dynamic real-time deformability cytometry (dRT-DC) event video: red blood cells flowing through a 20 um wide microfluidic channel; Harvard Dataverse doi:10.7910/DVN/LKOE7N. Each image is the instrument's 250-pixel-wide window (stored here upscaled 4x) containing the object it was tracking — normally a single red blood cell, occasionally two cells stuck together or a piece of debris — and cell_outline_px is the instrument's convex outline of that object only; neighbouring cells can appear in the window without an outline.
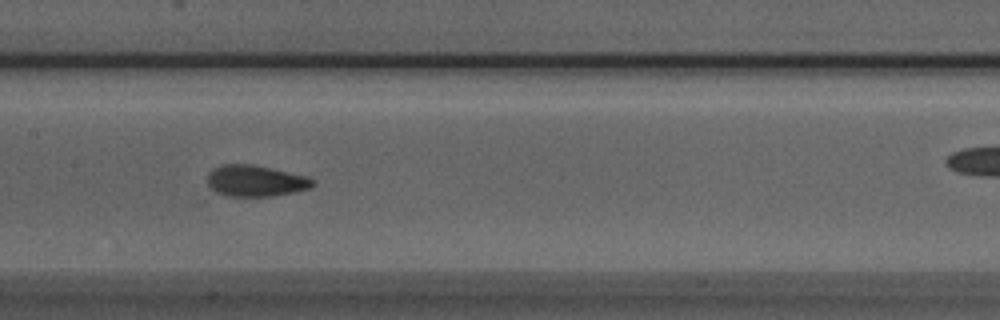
{"species": "Egyptian fruit bat (a non-hibernating species)", "species_latin": "Rousettus aegyptiacus", "temperature_condition": "room temperature", "stored_images_in_passage": 35, "camera_frame_rate_fps": 3000, "um_per_image_px": 0.085, "animal": {"sex": "male"}, "frame": {"image": 1, "passage_image": 15, "time_ms": 4.667, "image_size_px": [1000, 320], "cell_outline_px": [[316, 184], [312, 188], [272, 196], [228, 196], [216, 192], [208, 184], [208, 172], [212, 168], [220, 164], [252, 164], [308, 176], [316, 180]], "centroid_in_image_um": [21.75, 15.36], "position_along_channel_um": 185.7, "area_um2": 19.36}}
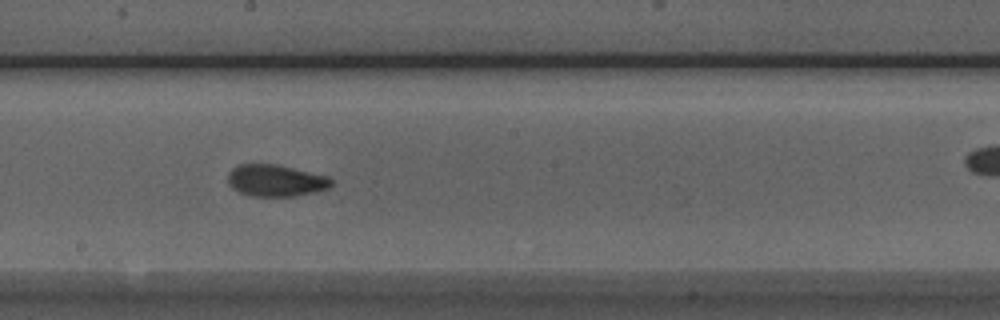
{"frame": {"image": 2, "passage_image": 18, "time_ms": 5.667, "image_size_px": [1000, 320], "cell_outline_px": [[332, 184], [328, 188], [316, 192], [296, 196], [252, 196], [240, 192], [232, 188], [228, 184], [228, 172], [232, 168], [240, 164], [276, 164], [328, 176], [332, 180]], "centroid_in_image_um": [23.43, 15.35], "position_along_channel_um": 224.8, "area_um2": 19.19}}